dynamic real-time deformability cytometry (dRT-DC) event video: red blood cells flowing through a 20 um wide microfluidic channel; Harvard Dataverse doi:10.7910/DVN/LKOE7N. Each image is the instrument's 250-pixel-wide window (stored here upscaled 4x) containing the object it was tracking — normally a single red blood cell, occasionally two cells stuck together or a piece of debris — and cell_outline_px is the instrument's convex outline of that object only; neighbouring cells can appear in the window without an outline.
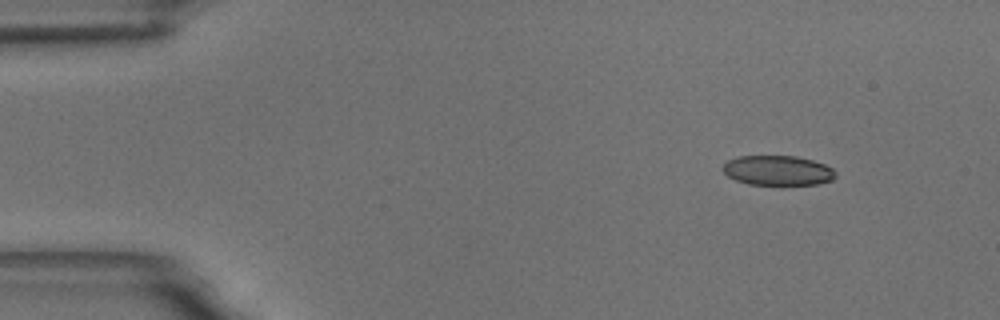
{"species": "common noctule bat (a hibernating species)", "species_latin": "Nyctalus noctula", "temperature_condition": "room temperature", "stored_images_in_passage": 5, "segment_of_instrument_passage": [1, 2], "camera_frame_rate_fps": 3000, "um_per_image_px": 0.085, "animal": {"sex": "male", "body_mass_g": 18.8}, "frame": {"image": 1, "passage_image": 1, "time_ms": 0.0, "image_size_px": [1000, 320], "cell_outline_px": [[836, 176], [832, 180], [816, 184], [748, 184], [736, 180], [728, 176], [720, 168], [728, 160], [736, 156], [796, 156], [812, 160], [824, 164], [832, 168], [836, 172]], "centroid_in_image_um": [66.09, 14.48], "position_along_channel_um": 18.9, "area_um2": 19.54}}